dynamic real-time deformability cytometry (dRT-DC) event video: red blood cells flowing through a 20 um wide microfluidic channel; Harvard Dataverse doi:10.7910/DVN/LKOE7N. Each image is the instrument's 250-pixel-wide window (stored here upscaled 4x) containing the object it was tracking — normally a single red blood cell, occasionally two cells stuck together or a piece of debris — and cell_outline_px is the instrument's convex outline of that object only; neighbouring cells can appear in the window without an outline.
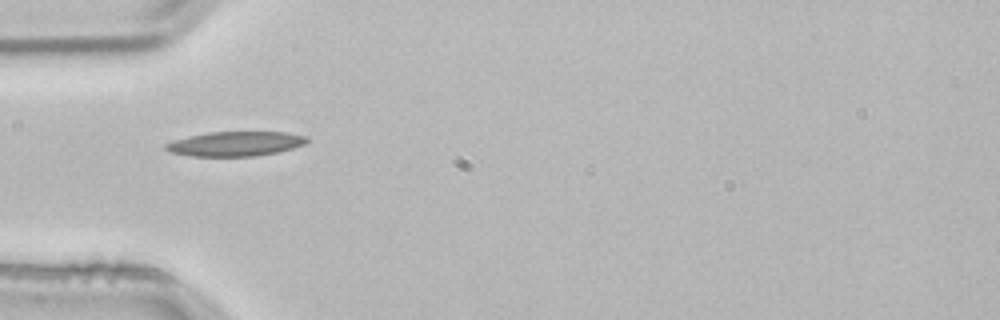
{"species": "common noctule bat (a hibernating species)", "species_latin": "Nyctalus noctula", "temperature_condition": "room temperature", "stored_images_in_passage": 3, "camera_frame_rate_fps": 3000, "um_per_image_px": 0.085, "animal": {"sex": "male", "body_mass_g": 21.5, "forearm_length_mm": 52.0}, "frame": {"image": 1, "passage_image": 3, "time_ms": 0.667, "image_size_px": [1000, 320], "cell_outline_px": [[308, 140], [304, 144], [292, 148], [276, 152], [256, 156], [192, 156], [168, 152], [164, 148], [164, 144], [188, 136], [208, 132], [288, 132], [308, 136]], "centroid_in_image_um": [20.0, 12.22], "position_along_channel_um": 65.0, "area_um2": 20.23}}